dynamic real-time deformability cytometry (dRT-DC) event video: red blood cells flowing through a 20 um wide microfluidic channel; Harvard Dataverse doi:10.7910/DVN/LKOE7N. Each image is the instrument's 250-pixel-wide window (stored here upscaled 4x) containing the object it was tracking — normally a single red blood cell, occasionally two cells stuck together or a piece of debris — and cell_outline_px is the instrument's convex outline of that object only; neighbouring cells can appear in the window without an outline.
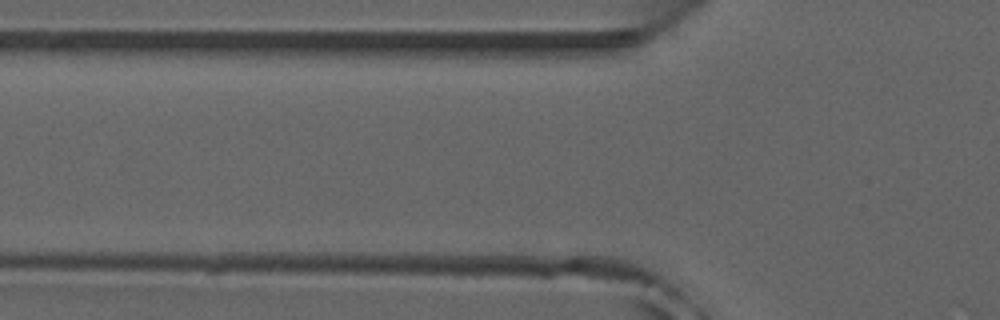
{"species": "common noctule bat (a hibernating species)", "species_latin": "Nyctalus noctula", "temperature_condition": "room temperature", "stored_images_in_passage": 4, "camera_frame_rate_fps": 3000, "um_per_image_px": 0.085, "animal": {"sex": "male", "forearm_length_mm": 52.5}, "frame": {"image": 1, "passage_image": 3, "time_ms": 0.667, "image_size_px": [1000, 320], "cell_outline_px": [[644, 284], [460, 276], [460, 272], [520, 256], [524, 256], [636, 276], [644, 280]], "centroid_in_image_um": [46.58, 23.1], "position_along_channel_um": 79.2, "area_um2": 19.07}}